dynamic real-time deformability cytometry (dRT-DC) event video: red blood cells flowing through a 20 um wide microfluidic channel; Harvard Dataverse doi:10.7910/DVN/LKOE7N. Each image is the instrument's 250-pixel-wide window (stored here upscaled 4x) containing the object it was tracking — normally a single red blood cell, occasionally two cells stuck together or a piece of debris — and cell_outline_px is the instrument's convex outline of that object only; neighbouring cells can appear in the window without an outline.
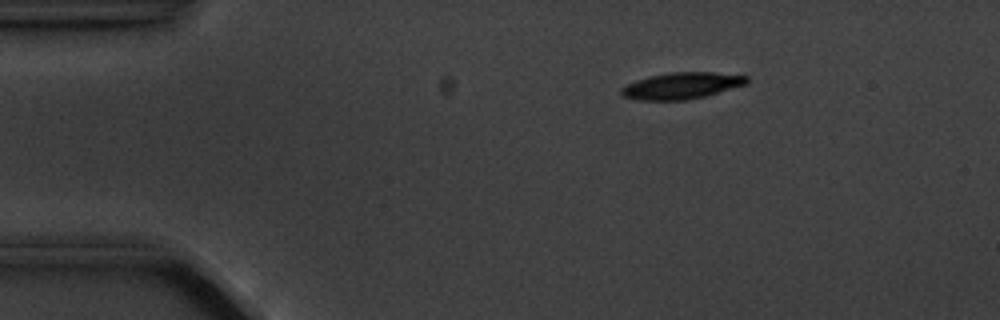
{"species": "common noctule bat (a hibernating species)", "species_latin": "Nyctalus noctula", "temperature_condition": "cold", "stored_images_in_passage": 6, "segment_of_instrument_passage": [1, 2], "camera_frame_rate_fps": 3000, "um_per_image_px": 0.085, "animal": {"sex": "male", "body_mass_g": 20.1, "forearm_length_mm": 53.5}, "frame": {"image": 1, "passage_image": 3, "time_ms": 2.333, "image_size_px": [1000, 320], "cell_outline_px": [[748, 84], [704, 96], [684, 100], [640, 100], [624, 96], [620, 92], [620, 88], [636, 80], [648, 76], [672, 72], [712, 72], [748, 76]], "centroid_in_image_um": [57.94, 7.28], "position_along_channel_um": 27.1, "area_um2": 19.25}}